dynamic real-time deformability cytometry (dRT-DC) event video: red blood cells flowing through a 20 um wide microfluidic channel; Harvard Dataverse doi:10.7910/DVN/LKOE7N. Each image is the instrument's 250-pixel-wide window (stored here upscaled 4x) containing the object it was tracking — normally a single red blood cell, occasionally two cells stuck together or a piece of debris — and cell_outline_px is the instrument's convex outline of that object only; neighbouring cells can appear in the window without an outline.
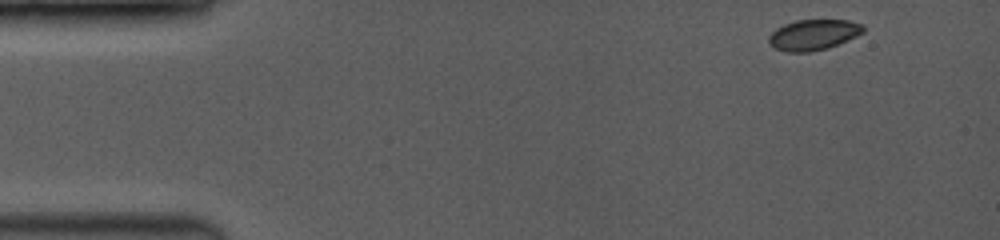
{"species": "common noctule bat (a hibernating species)", "species_latin": "Nyctalus noctula", "temperature_condition": "room temperature", "stored_images_in_passage": 49, "camera_frame_rate_fps": 3500, "um_per_image_px": 0.085, "animal": {"sex": "female", "body_mass_g": 19.0, "forearm_length_mm": 53.3}, "frame": {"image": 1, "passage_image": 1, "time_ms": 0.0, "image_size_px": [1000, 240], "cell_outline_px": [[864, 32], [848, 40], [828, 48], [808, 52], [784, 52], [768, 44], [768, 36], [776, 28], [784, 24], [796, 20], [848, 20], [864, 24]], "centroid_in_image_um": [69.13, 2.95], "position_along_channel_um": 15.9, "area_um2": 16.99}}
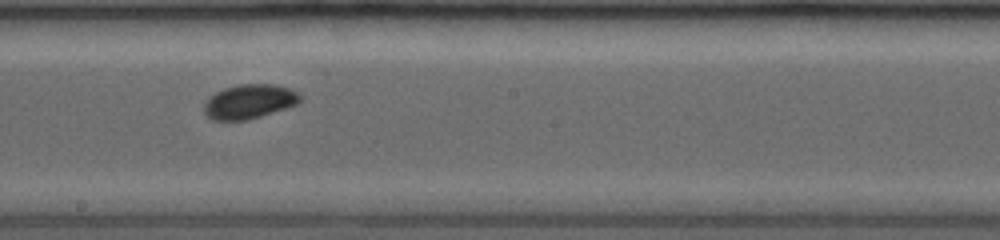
{"frame": {"image": 2, "passage_image": 28, "time_ms": 7.714, "image_size_px": [1000, 240], "cell_outline_px": [[300, 100], [296, 104], [248, 120], [212, 120], [204, 112], [204, 104], [216, 92], [224, 88], [240, 84], [276, 84], [300, 92]], "centroid_in_image_um": [21.19, 8.62], "position_along_channel_um": 227.0, "area_um2": 18.96}}
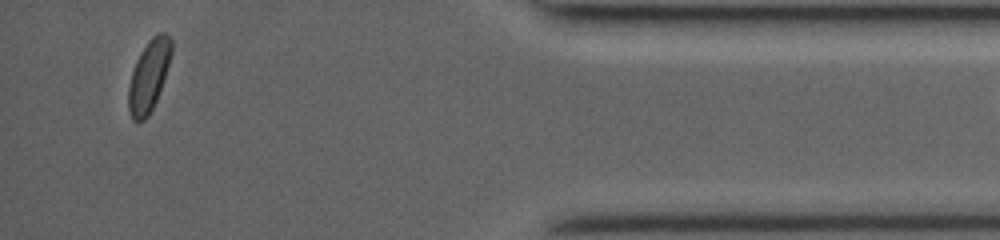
{"frame": {"image": 3, "passage_image": 48, "time_ms": 13.429, "image_size_px": [1000, 240], "cell_outline_px": [[172, 52], [156, 100], [148, 116], [144, 120], [132, 120], [128, 108], [128, 88], [132, 72], [136, 60], [140, 52], [148, 40], [156, 32], [164, 32], [172, 40]], "centroid_in_image_um": [12.63, 6.41], "position_along_channel_um": 422.6, "area_um2": 17.63}}